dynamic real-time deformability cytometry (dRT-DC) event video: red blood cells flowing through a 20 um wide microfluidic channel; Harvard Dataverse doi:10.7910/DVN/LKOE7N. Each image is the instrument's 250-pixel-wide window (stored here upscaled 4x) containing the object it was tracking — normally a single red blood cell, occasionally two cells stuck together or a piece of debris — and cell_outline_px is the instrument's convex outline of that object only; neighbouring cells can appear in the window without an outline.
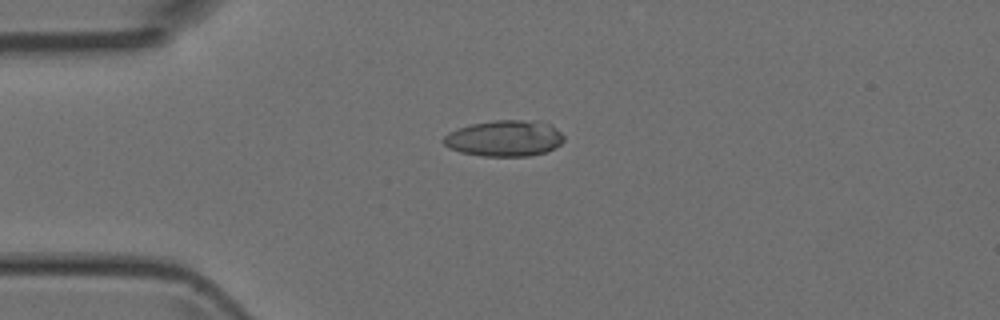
{"species": "Egyptian fruit bat (a non-hibernating species)", "species_latin": "Rousettus aegyptiacus", "temperature_condition": "room temperature", "stored_images_in_passage": 5, "camera_frame_rate_fps": 3000, "um_per_image_px": 0.085, "animal": {"sex": "female"}, "frame": {"image": 1, "passage_image": 2, "time_ms": 1.0, "image_size_px": [1000, 320], "cell_outline_px": [[564, 140], [556, 148], [532, 156], [484, 156], [460, 152], [448, 148], [440, 140], [448, 132], [456, 128], [472, 124], [492, 120], [540, 120], [552, 124], [564, 136]], "centroid_in_image_um": [42.88, 11.75], "position_along_channel_um": 42.1, "area_um2": 25.78}}
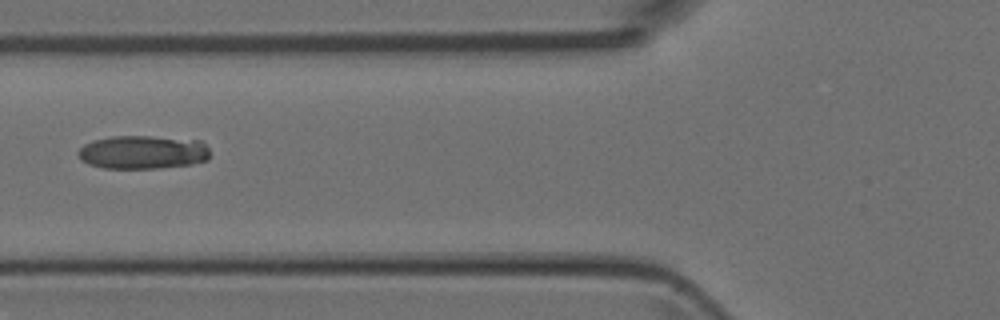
{"frame": {"image": 2, "passage_image": 4, "time_ms": 3.333, "image_size_px": [1000, 320], "cell_outline_px": [[208, 160], [192, 164], [160, 168], [104, 168], [88, 164], [80, 160], [76, 152], [84, 144], [92, 140], [112, 136], [152, 136], [200, 140], [208, 148]], "centroid_in_image_um": [12.11, 12.93], "position_along_channel_um": 113.7, "area_um2": 25.95}}
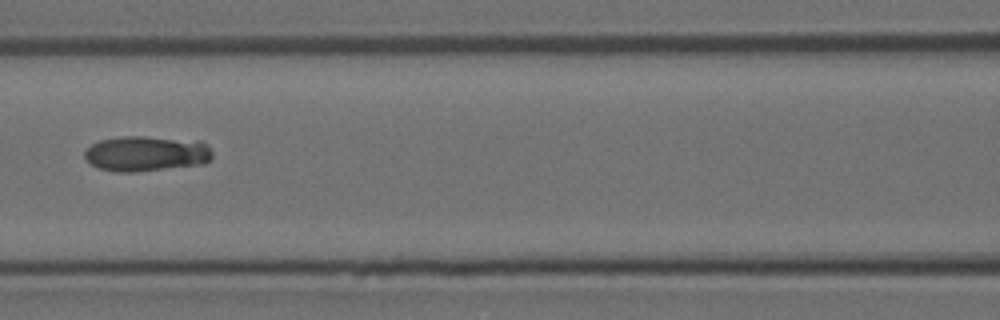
{"frame": {"image": 3, "passage_image": 5, "time_ms": 4.333, "image_size_px": [1000, 320], "cell_outline_px": [[212, 156], [204, 164], [136, 172], [116, 172], [100, 168], [88, 164], [84, 156], [84, 152], [92, 144], [100, 140], [124, 136], [144, 136], [200, 140], [208, 144], [212, 152]], "centroid_in_image_um": [12.45, 13.05], "position_along_channel_um": 154.2, "area_um2": 26.65}}